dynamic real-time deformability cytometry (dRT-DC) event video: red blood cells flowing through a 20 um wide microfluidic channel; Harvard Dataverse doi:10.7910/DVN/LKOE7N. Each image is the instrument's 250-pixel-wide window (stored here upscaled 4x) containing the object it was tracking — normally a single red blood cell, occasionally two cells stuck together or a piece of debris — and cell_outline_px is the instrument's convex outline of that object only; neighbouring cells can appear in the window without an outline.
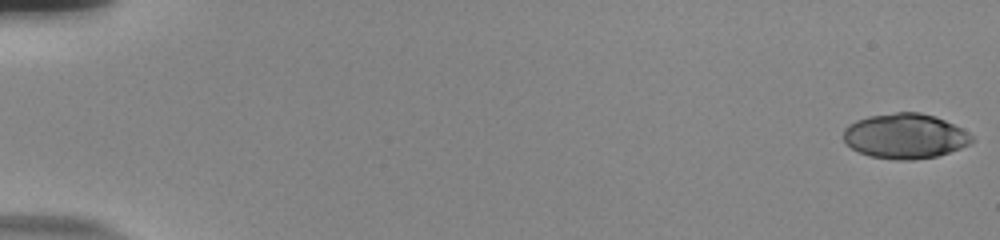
{"species": "human", "species_latin": "Homo sapiens", "temperature_condition": "room temperature", "stored_images_in_passage": 57, "camera_frame_rate_fps": 3000, "um_per_image_px": 0.085, "donor": {"sex": "male"}, "frame": {"image": 1, "passage_image": 1, "time_ms": 0.0, "image_size_px": [1000, 240], "cell_outline_px": [[976, 140], [972, 144], [936, 156], [912, 160], [896, 160], [872, 156], [860, 152], [852, 148], [844, 140], [844, 128], [848, 124], [856, 120], [868, 116], [896, 112], [920, 112], [936, 116], [968, 132]], "centroid_in_image_um": [76.95, 11.56], "position_along_channel_um": 8.1, "area_um2": 33.64}}
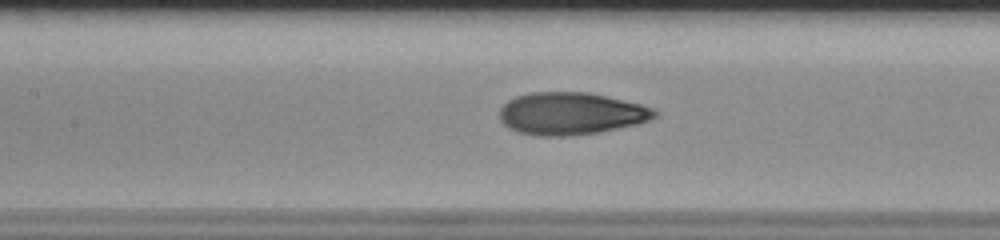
{"frame": {"image": 2, "passage_image": 28, "time_ms": 9.0, "image_size_px": [1000, 240], "cell_outline_px": [[660, 112], [656, 116], [648, 120], [636, 124], [600, 132], [568, 136], [540, 136], [516, 132], [508, 128], [500, 120], [500, 108], [508, 100], [516, 96], [532, 92], [588, 92], [640, 104], [656, 108]], "centroid_in_image_um": [48.52, 9.66], "position_along_channel_um": 158.9, "area_um2": 38.38}}
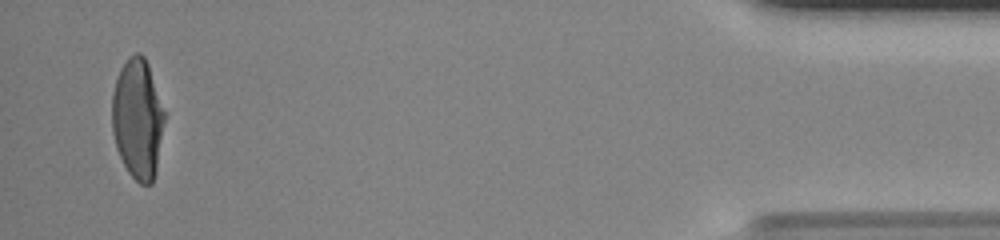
{"frame": {"image": 3, "passage_image": 55, "time_ms": 18.0, "image_size_px": [1000, 240], "cell_outline_px": [[164, 120], [156, 172], [152, 184], [140, 184], [128, 172], [116, 148], [112, 132], [112, 92], [120, 68], [128, 56], [136, 52], [140, 52], [144, 56], [148, 64], [164, 112]], "centroid_in_image_um": [11.68, 10.09], "position_along_channel_um": 423.5, "area_um2": 36.59}, "authors_computed_cell_mechanics": {"area_um2": 37.6856, "velocity_mm_per_s": 3.7315, "shape_relaxation_time_tau1_ms": 6.6208, "shape_relaxation_time_tau2_ms": 1.088, "deformation_change_tau1": 0.2557, "deformation_change_tau2": 0.068}}